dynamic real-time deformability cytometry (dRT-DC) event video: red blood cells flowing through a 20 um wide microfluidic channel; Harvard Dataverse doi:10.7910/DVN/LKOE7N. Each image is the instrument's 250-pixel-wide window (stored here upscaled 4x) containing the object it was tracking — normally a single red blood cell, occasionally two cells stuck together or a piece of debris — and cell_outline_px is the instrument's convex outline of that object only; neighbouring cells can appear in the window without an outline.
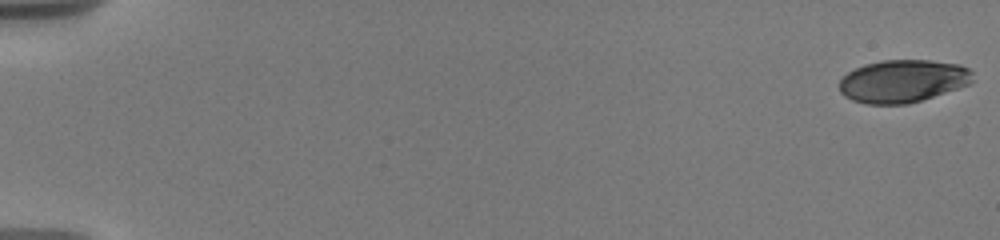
{"species": "human", "species_latin": "Homo sapiens", "temperature_condition": "warm", "stored_images_in_passage": 18, "camera_frame_rate_fps": 3000, "um_per_image_px": 0.085, "donor": {"sex": "male"}, "frame": {"image": 1, "passage_image": 1, "time_ms": 0.0, "image_size_px": [1000, 240], "cell_outline_px": [[972, 80], [968, 84], [908, 104], [868, 104], [852, 100], [844, 96], [840, 92], [840, 80], [848, 72], [864, 64], [884, 60], [928, 60], [960, 64], [968, 68], [972, 72]], "centroid_in_image_um": [76.71, 6.88], "position_along_channel_um": 8.3, "area_um2": 32.89}}
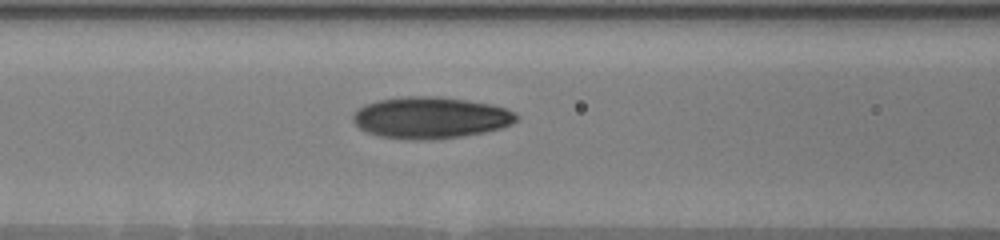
{"frame": {"image": 2, "passage_image": 16, "time_ms": 8.333, "image_size_px": [1000, 240], "cell_outline_px": [[520, 116], [512, 124], [500, 128], [484, 132], [464, 136], [416, 140], [380, 136], [368, 132], [360, 128], [352, 120], [352, 116], [364, 104], [376, 100], [404, 96], [440, 96], [492, 104], [516, 112]], "centroid_in_image_um": [36.61, 9.99], "position_along_channel_um": 130.0, "area_um2": 39.54}}
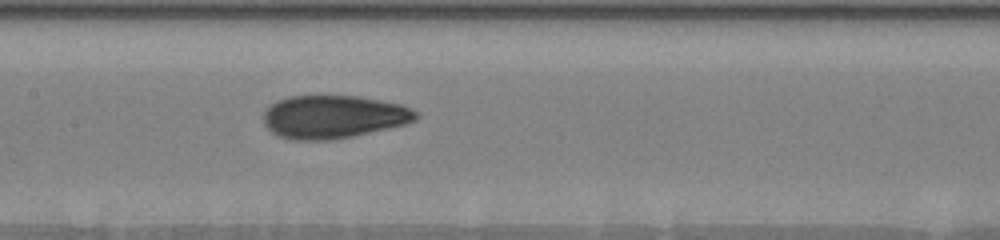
{"frame": {"image": 3, "passage_image": 18, "time_ms": 9.667, "image_size_px": [1000, 240], "cell_outline_px": [[420, 116], [416, 120], [408, 124], [352, 136], [328, 140], [292, 140], [276, 136], [264, 124], [264, 112], [276, 100], [288, 96], [356, 96], [400, 104], [416, 112]], "centroid_in_image_um": [28.33, 9.94], "position_along_channel_um": 179.1, "area_um2": 38.21}}